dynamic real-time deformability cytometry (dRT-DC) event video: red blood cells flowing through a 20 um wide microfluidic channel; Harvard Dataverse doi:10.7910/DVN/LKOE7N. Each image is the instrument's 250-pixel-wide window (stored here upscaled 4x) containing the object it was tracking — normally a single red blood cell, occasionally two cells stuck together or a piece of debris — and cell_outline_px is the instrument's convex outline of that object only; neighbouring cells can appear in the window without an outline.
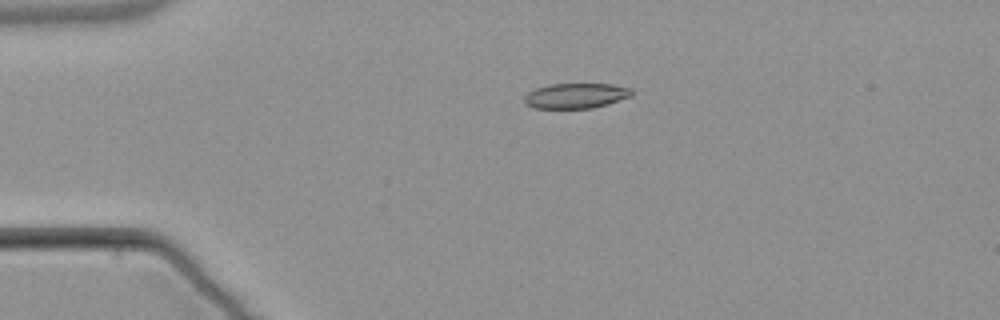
{"species": "common noctule bat (a hibernating species)", "species_latin": "Nyctalus noctula", "temperature_condition": "warm", "stored_images_in_passage": 4, "camera_frame_rate_fps": 3000, "um_per_image_px": 0.085, "animal": {"sex": "male", "body_mass_g": 21.5, "forearm_length_mm": 52.0}, "frame": {"image": 1, "passage_image": 3, "time_ms": 3.667, "image_size_px": [1000, 320], "cell_outline_px": [[632, 96], [608, 104], [592, 108], [536, 108], [528, 104], [524, 100], [524, 96], [528, 92], [536, 88], [548, 84], [612, 84], [632, 88]], "centroid_in_image_um": [48.98, 8.13], "position_along_channel_um": 36.0, "area_um2": 15.72}}